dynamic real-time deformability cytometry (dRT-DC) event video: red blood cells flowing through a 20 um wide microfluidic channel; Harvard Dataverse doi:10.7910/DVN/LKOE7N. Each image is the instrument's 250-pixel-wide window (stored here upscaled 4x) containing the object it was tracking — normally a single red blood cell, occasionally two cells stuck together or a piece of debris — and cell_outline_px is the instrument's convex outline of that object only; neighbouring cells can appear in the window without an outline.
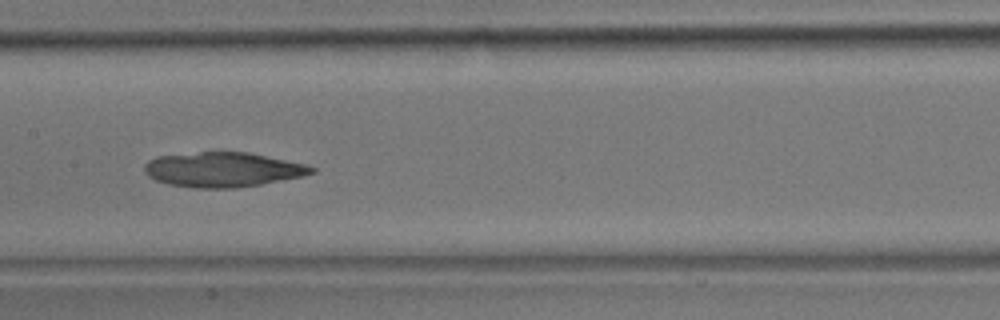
{"species": "common noctule bat (a hibernating species)", "species_latin": "Nyctalus noctula", "temperature_condition": "room temperature", "stored_images_in_passage": 51, "camera_frame_rate_fps": 3000, "um_per_image_px": 0.085, "animal": {"sex": "male", "body_mass_g": 17.9}, "frame": {"image": 1, "passage_image": 25, "time_ms": 8.0, "image_size_px": [1000, 320], "cell_outline_px": [[316, 172], [304, 176], [260, 184], [236, 188], [196, 188], [168, 184], [156, 180], [148, 176], [144, 172], [144, 164], [148, 160], [156, 156], [200, 152], [248, 152], [304, 164], [316, 168]], "centroid_in_image_um": [18.91, 14.42], "position_along_channel_um": 188.5, "area_um2": 33.81}}
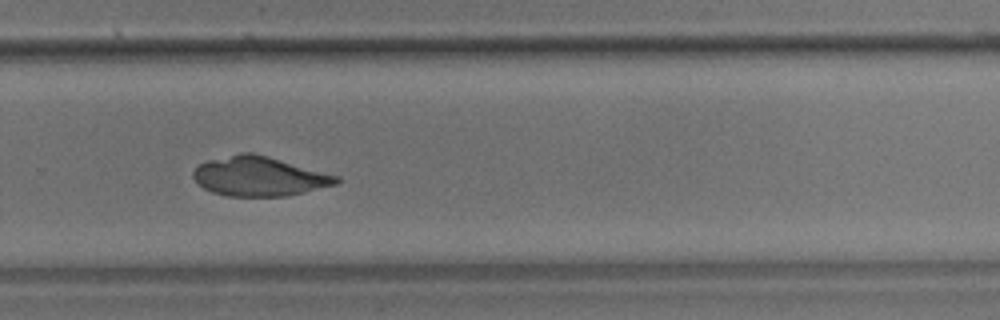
{"frame": {"image": 2, "passage_image": 34, "time_ms": 11.0, "image_size_px": [1000, 320], "cell_outline_px": [[340, 180], [336, 184], [288, 196], [224, 196], [212, 192], [204, 188], [192, 176], [192, 172], [200, 164], [208, 160], [240, 152], [252, 152], [268, 156], [340, 176]], "centroid_in_image_um": [22.03, 14.98], "position_along_channel_um": 307.8, "area_um2": 32.89}}
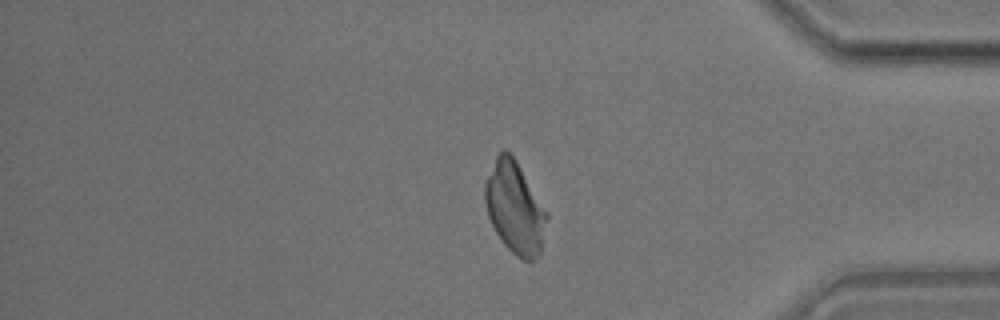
{"frame": {"image": 3, "passage_image": 42, "time_ms": 13.667, "image_size_px": [1000, 320], "cell_outline_px": [[548, 216], [540, 252], [532, 260], [524, 260], [516, 256], [504, 244], [496, 232], [488, 216], [484, 200], [484, 184], [496, 156], [504, 148], [516, 160], [548, 212]], "centroid_in_image_um": [43.76, 17.64], "position_along_channel_um": 391.4, "area_um2": 32.77}}